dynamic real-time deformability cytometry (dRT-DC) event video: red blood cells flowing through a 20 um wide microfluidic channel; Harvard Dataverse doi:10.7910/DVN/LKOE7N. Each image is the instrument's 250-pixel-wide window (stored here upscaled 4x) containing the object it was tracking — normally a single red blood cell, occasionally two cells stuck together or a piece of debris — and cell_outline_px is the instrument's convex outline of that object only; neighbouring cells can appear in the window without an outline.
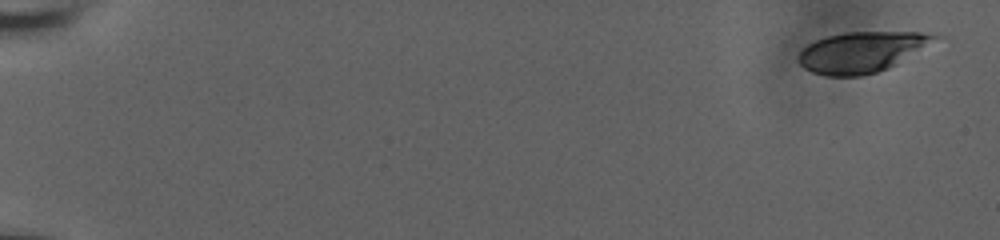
{"species": "human", "species_latin": "Homo sapiens", "temperature_condition": "room temperature", "stored_images_in_passage": 51, "camera_frame_rate_fps": 3000, "um_per_image_px": 0.085, "donor": {"sex": "male"}, "frame": {"image": 1, "passage_image": 1, "time_ms": 0.0, "image_size_px": [1000, 240], "cell_outline_px": [[948, 36], [888, 68], [864, 76], [828, 76], [812, 72], [804, 68], [796, 60], [800, 52], [808, 44], [816, 40], [828, 36], [844, 32], [920, 32]], "centroid_in_image_um": [73.31, 4.41], "position_along_channel_um": 11.7, "area_um2": 32.6}}
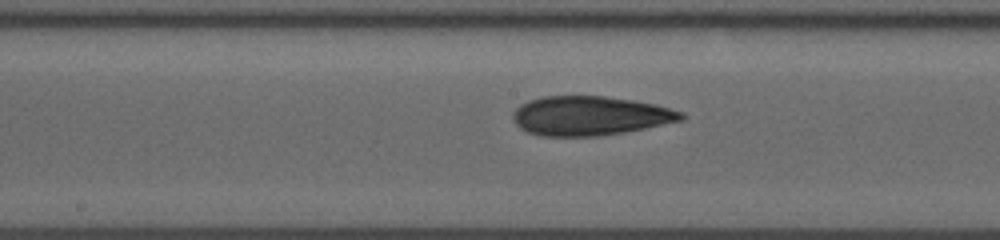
{"frame": {"image": 2, "passage_image": 32, "time_ms": 10.333, "image_size_px": [1000, 240], "cell_outline_px": [[684, 120], [624, 132], [596, 136], [544, 136], [528, 132], [520, 128], [516, 124], [512, 116], [512, 112], [520, 104], [528, 100], [544, 96], [604, 96], [632, 100], [656, 104], [684, 112]], "centroid_in_image_um": [50.14, 9.83], "position_along_channel_um": 198.1, "area_um2": 38.49}}
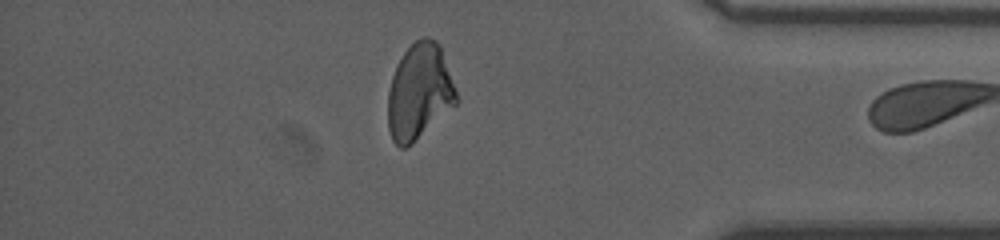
{"frame": {"image": 3, "passage_image": 50, "time_ms": 16.333, "image_size_px": [1000, 240], "cell_outline_px": [[456, 104], [412, 144], [404, 148], [400, 148], [392, 140], [388, 128], [388, 92], [392, 76], [396, 64], [404, 52], [420, 36], [428, 36], [436, 40], [440, 44], [456, 92]], "centroid_in_image_um": [35.62, 7.79], "position_along_channel_um": 399.6, "area_um2": 38.09}}